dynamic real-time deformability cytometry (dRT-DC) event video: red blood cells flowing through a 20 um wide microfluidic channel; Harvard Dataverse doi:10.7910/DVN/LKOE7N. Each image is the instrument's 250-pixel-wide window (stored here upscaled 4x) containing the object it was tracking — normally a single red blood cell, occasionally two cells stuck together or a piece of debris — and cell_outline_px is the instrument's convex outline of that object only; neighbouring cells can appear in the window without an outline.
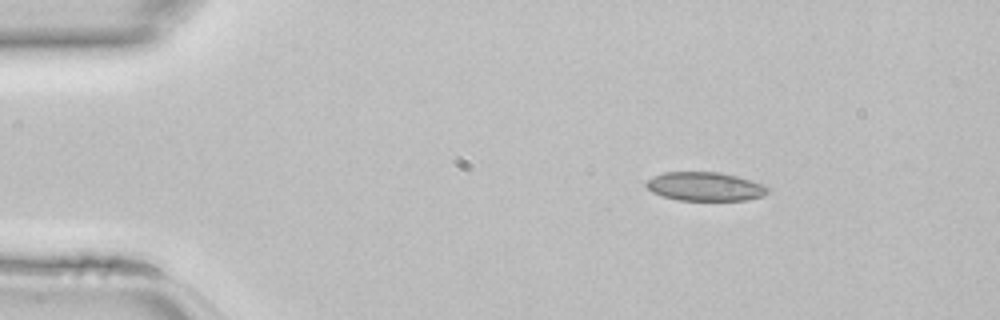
{"species": "common noctule bat (a hibernating species)", "species_latin": "Nyctalus noctula", "temperature_condition": "room temperature", "stored_images_in_passage": 45, "camera_frame_rate_fps": 3000, "um_per_image_px": 0.085, "animal": {"sex": "female", "body_mass_g": 22.7, "forearm_length_mm": 54.2}, "frame": {"image": 1, "passage_image": 7, "time_ms": 2.0, "image_size_px": [1000, 320], "cell_outline_px": [[768, 192], [760, 196], [748, 200], [680, 200], [664, 196], [652, 192], [644, 184], [652, 176], [664, 172], [720, 172], [768, 184]], "centroid_in_image_um": [59.95, 15.84], "position_along_channel_um": 25.1, "area_um2": 20.4}}
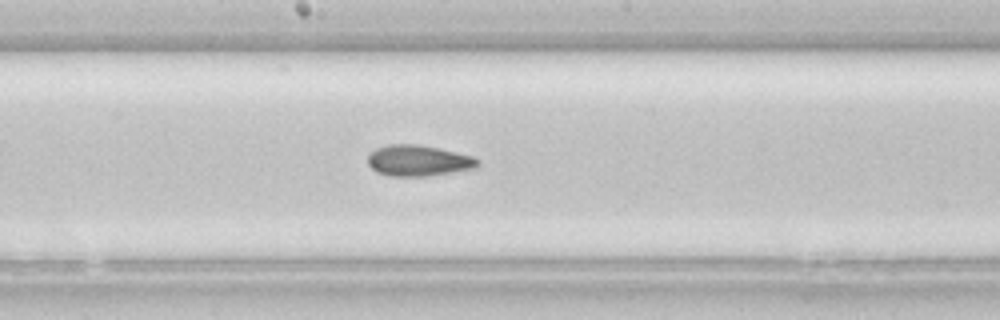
{"frame": {"image": 2, "passage_image": 24, "time_ms": 7.667, "image_size_px": [1000, 320], "cell_outline_px": [[480, 164], [476, 168], [428, 176], [388, 176], [376, 172], [368, 164], [368, 156], [376, 148], [388, 144], [416, 144], [436, 148], [472, 156], [480, 160]], "centroid_in_image_um": [35.55, 13.66], "position_along_channel_um": 212.7, "area_um2": 19.77}}
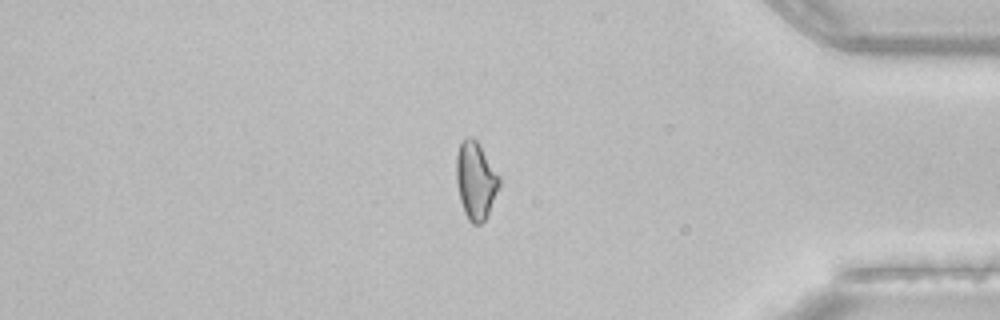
{"frame": {"image": 3, "passage_image": 38, "time_ms": 12.333, "image_size_px": [1000, 320], "cell_outline_px": [[500, 184], [488, 216], [480, 224], [472, 224], [468, 220], [464, 212], [460, 200], [456, 180], [456, 156], [460, 144], [468, 136], [472, 136], [476, 140], [500, 176]], "centroid_in_image_um": [40.43, 15.37], "position_along_channel_um": 394.8, "area_um2": 19.36}}